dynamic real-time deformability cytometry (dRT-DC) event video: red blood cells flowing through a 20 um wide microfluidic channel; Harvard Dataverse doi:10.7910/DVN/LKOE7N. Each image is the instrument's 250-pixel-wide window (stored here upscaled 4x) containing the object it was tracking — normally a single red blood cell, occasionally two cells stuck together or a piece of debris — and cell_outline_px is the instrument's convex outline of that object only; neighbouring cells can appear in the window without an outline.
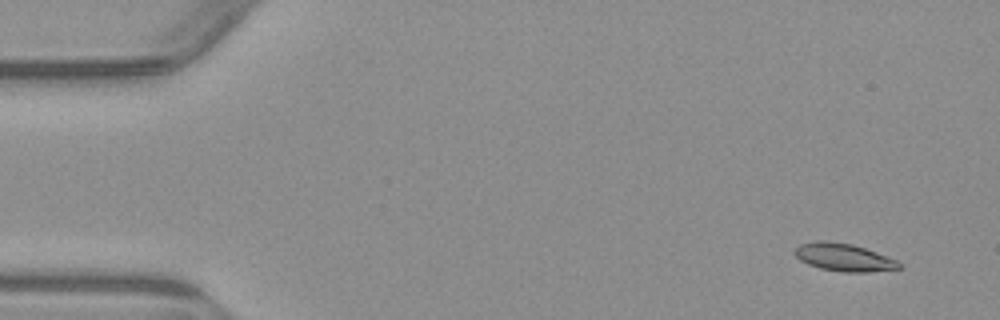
{"species": "common noctule bat (a hibernating species)", "species_latin": "Nyctalus noctula", "temperature_condition": "warm", "stored_images_in_passage": 3, "camera_frame_rate_fps": 3000, "um_per_image_px": 0.085, "animal": {"sex": "male", "body_mass_g": 23.1, "forearm_length_mm": 52.7}, "frame": {"image": 1, "passage_image": 1, "time_ms": 0.0, "image_size_px": [1000, 320], "cell_outline_px": [[904, 268], [868, 272], [844, 272], [820, 268], [808, 264], [800, 260], [792, 252], [800, 244], [816, 240], [828, 240], [852, 244], [876, 252], [896, 260], [904, 264]], "centroid_in_image_um": [71.73, 21.87], "position_along_channel_um": 13.3, "area_um2": 16.99}}
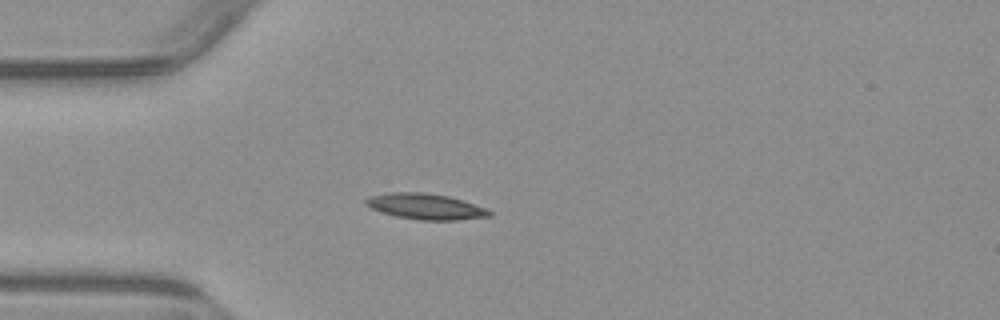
{"frame": {"image": 2, "passage_image": 3, "time_ms": 3.667, "image_size_px": [1000, 320], "cell_outline_px": [[492, 216], [456, 220], [420, 220], [396, 216], [380, 212], [364, 204], [364, 200], [368, 196], [388, 192], [424, 192], [448, 196], [464, 200], [488, 208], [492, 212]], "centroid_in_image_um": [36.18, 17.54], "position_along_channel_um": 48.8, "area_um2": 18.84}}